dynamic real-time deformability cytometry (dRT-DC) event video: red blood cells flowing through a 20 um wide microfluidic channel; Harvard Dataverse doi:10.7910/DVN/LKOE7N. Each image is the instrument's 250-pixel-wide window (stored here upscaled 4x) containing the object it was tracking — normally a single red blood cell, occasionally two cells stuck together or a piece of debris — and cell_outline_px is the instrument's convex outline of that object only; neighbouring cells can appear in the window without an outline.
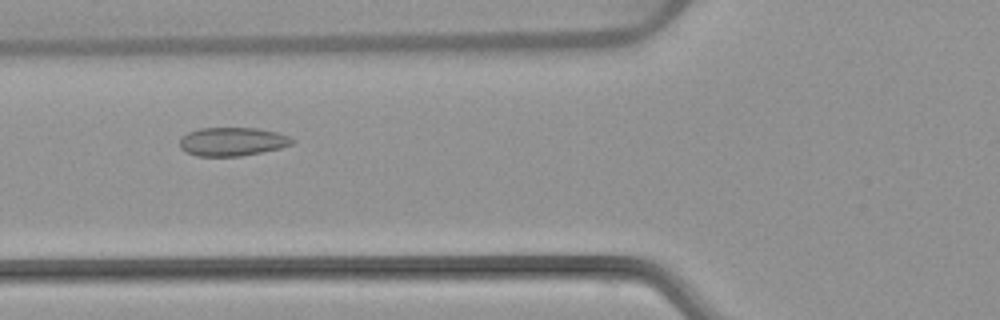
{"species": "common noctule bat (a hibernating species)", "species_latin": "Nyctalus noctula", "temperature_condition": "warm", "stored_images_in_passage": 52, "camera_frame_rate_fps": 3000, "um_per_image_px": 0.085, "animal": {"sex": "female", "body_mass_g": 22.7, "forearm_length_mm": 54.2}, "frame": {"image": 1, "passage_image": 20, "time_ms": 6.333, "image_size_px": [1000, 320], "cell_outline_px": [[296, 140], [292, 144], [280, 148], [240, 156], [196, 156], [184, 152], [180, 148], [180, 136], [188, 132], [200, 128], [256, 128], [276, 132], [288, 136]], "centroid_in_image_um": [19.7, 12.04], "position_along_channel_um": 106.1, "area_um2": 18.79}}
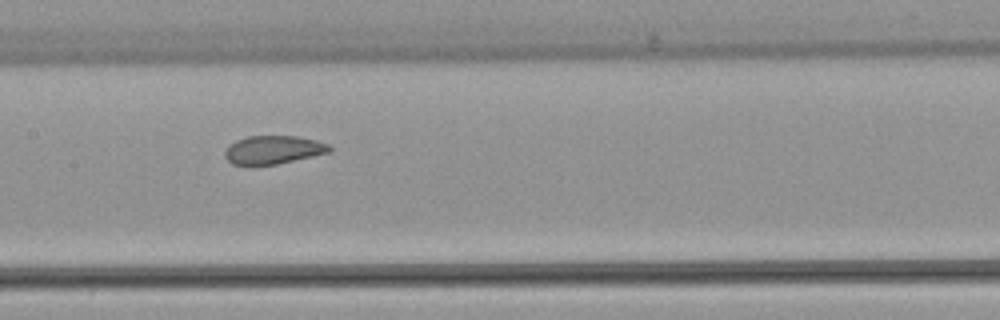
{"frame": {"image": 2, "passage_image": 26, "time_ms": 8.333, "image_size_px": [1000, 320], "cell_outline_px": [[332, 152], [276, 164], [232, 164], [224, 156], [224, 152], [228, 144], [236, 140], [248, 136], [296, 136], [316, 140], [328, 144], [332, 148]], "centroid_in_image_um": [23.23, 12.72], "position_along_channel_um": 184.2, "area_um2": 17.22}}
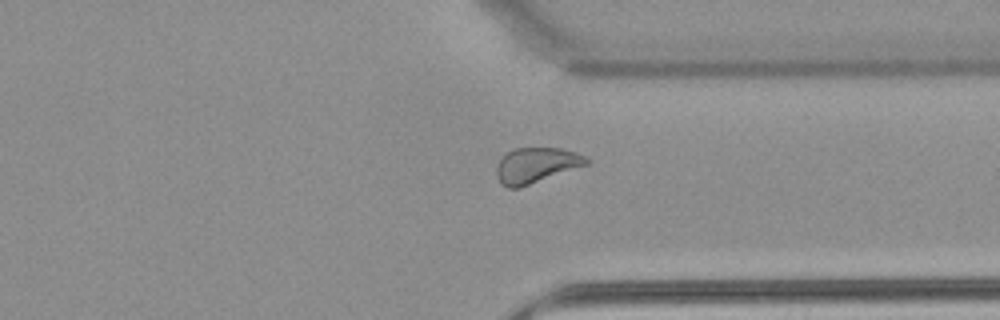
{"frame": {"image": 3, "passage_image": 40, "time_ms": 13.0, "image_size_px": [1000, 320], "cell_outline_px": [[592, 160], [588, 164], [516, 188], [508, 188], [500, 184], [496, 176], [496, 168], [500, 160], [512, 148], [564, 148], [576, 152]], "centroid_in_image_um": [45.57, 14.03], "position_along_channel_um": 365.8, "area_um2": 18.32}, "authors_computed_cell_mechanics": {"area_um2": 19.9699, "velocity_mm_per_s": 3.9, "shape_relaxation_time_tau1_ms": null, "shape_relaxation_time_tau2_ms": 1.9758, "deformation_change_tau1": null, "deformation_change_tau2": 0.0672}}